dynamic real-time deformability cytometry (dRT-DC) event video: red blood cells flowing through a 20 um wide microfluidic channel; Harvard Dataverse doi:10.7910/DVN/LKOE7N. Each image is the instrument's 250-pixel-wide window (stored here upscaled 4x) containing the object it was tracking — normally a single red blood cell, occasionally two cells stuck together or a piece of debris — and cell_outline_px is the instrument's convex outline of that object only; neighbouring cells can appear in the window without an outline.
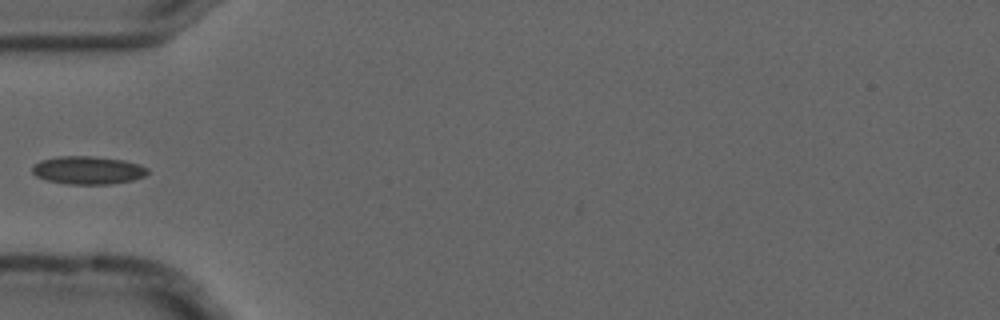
{"species": "common noctule bat (a hibernating species)", "species_latin": "Nyctalus noctula", "temperature_condition": "cold", "stored_images_in_passage": 5, "camera_frame_rate_fps": 3000, "um_per_image_px": 0.085, "animal": {"sex": "male", "forearm_length_mm": 52.5}, "frame": {"image": 1, "passage_image": 5, "time_ms": 1.333, "image_size_px": [1000, 320], "cell_outline_px": [[148, 172], [144, 176], [132, 180], [112, 184], [68, 184], [44, 180], [36, 176], [32, 172], [32, 164], [40, 160], [56, 156], [92, 156], [124, 160], [140, 164], [148, 168]], "centroid_in_image_um": [7.44, 14.46], "position_along_channel_um": 77.6, "area_um2": 19.07}}